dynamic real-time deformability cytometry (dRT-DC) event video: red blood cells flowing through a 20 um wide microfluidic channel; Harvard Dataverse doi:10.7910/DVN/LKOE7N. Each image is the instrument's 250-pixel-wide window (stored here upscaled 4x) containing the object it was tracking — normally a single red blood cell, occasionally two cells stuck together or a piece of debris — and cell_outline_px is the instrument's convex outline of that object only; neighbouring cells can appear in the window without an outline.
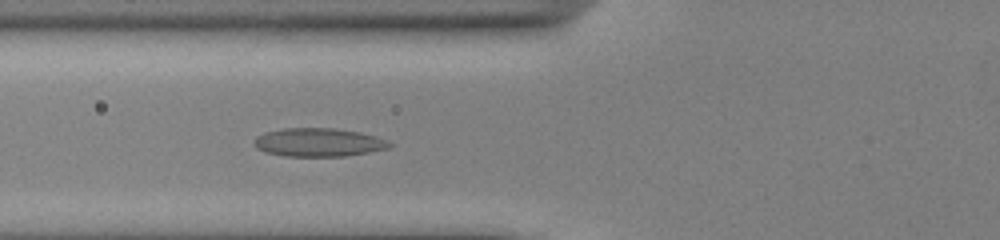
{"species": "common noctule bat (a hibernating species)", "species_latin": "Nyctalus noctula", "temperature_condition": "cold", "stored_images_in_passage": 43, "camera_frame_rate_fps": 3000, "um_per_image_px": 0.085, "animal": {"sex": "male", "body_mass_g": 13.0, "forearm_length_mm": 53.1}, "frame": {"image": 1, "passage_image": 17, "time_ms": 5.333, "image_size_px": [1000, 240], "cell_outline_px": [[392, 144], [388, 148], [368, 152], [344, 156], [284, 156], [268, 152], [256, 148], [256, 136], [264, 132], [284, 128], [332, 128], [360, 132], [376, 136], [388, 140]], "centroid_in_image_um": [27.09, 12.09], "position_along_channel_um": 98.7, "area_um2": 22.25}}
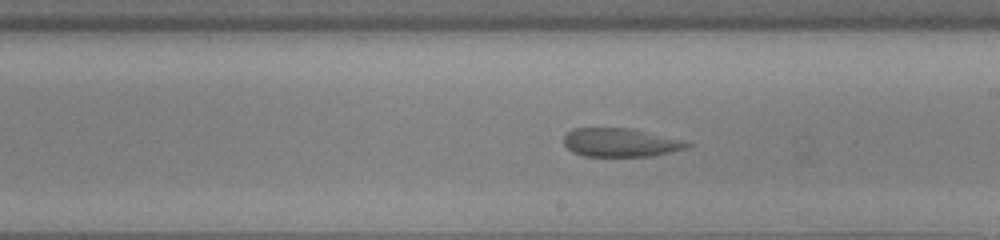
{"frame": {"image": 2, "passage_image": 28, "time_ms": 9.0, "image_size_px": [1000, 240], "cell_outline_px": [[692, 144], [684, 148], [672, 152], [652, 156], [584, 156], [572, 152], [564, 144], [564, 136], [572, 128], [636, 128], [688, 140]], "centroid_in_image_um": [52.8, 12.1], "position_along_channel_um": 236.2, "area_um2": 20.98}}
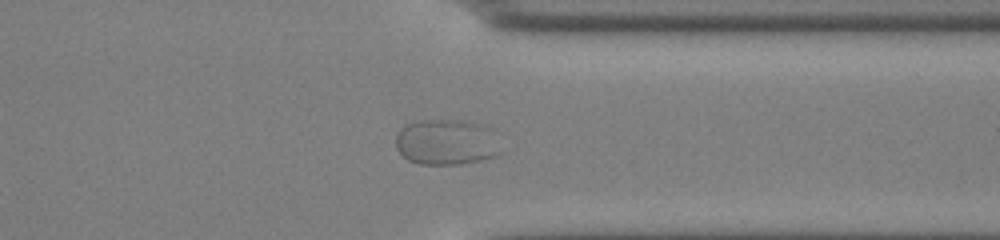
{"frame": {"image": 3, "passage_image": 39, "time_ms": 12.667, "image_size_px": [1000, 240], "cell_outline_px": [[504, 152], [496, 156], [480, 160], [460, 164], [420, 164], [408, 160], [396, 148], [396, 136], [400, 128], [404, 124], [416, 120], [464, 120], [484, 124], [496, 128]], "centroid_in_image_um": [38.05, 12.05], "position_along_channel_um": 373.3, "area_um2": 29.07}}